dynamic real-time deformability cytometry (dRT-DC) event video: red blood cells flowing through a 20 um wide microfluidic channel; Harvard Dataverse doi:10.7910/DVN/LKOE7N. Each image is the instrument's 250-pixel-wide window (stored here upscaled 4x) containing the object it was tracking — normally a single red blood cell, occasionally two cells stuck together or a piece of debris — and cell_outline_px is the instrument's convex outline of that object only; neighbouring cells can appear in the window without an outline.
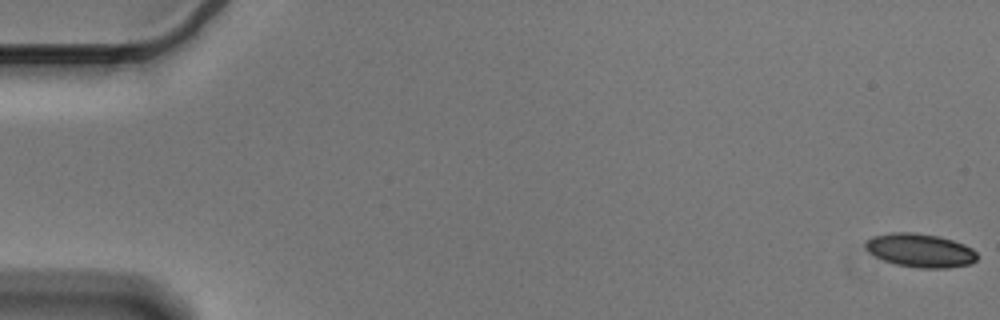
{"species": "Egyptian fruit bat (a non-hibernating species)", "species_latin": "Rousettus aegyptiacus", "temperature_condition": "cold", "stored_images_in_passage": 57, "camera_frame_rate_fps": 3000, "um_per_image_px": 0.085, "animal": {"sex": "male"}, "frame": {"image": 1, "passage_image": 1, "time_ms": 0.0, "image_size_px": [1000, 320], "cell_outline_px": [[976, 260], [972, 264], [948, 268], [920, 268], [896, 264], [884, 260], [868, 252], [864, 244], [872, 236], [892, 232], [916, 232], [940, 236], [964, 244], [972, 248], [976, 252]], "centroid_in_image_um": [78.23, 21.28], "position_along_channel_um": 6.8, "area_um2": 21.96}}
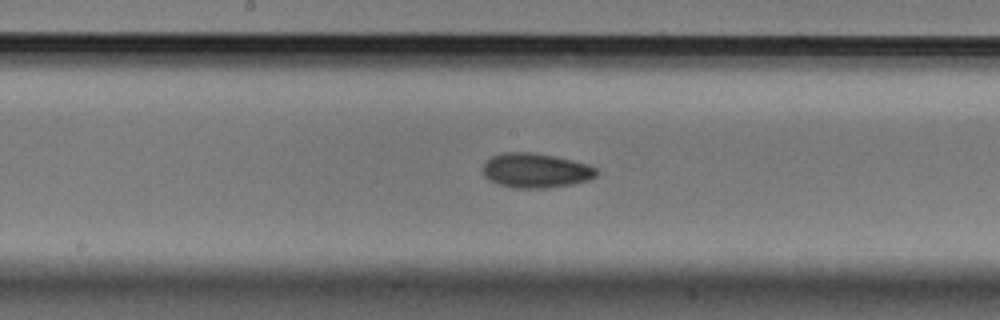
{"frame": {"image": 2, "passage_image": 30, "time_ms": 9.667, "image_size_px": [1000, 320], "cell_outline_px": [[600, 172], [596, 176], [588, 180], [572, 184], [548, 188], [512, 188], [496, 184], [488, 180], [484, 176], [484, 164], [492, 156], [504, 152], [536, 152], [572, 160], [588, 164], [596, 168]], "centroid_in_image_um": [45.54, 14.5], "position_along_channel_um": 202.7, "area_um2": 23.12}}
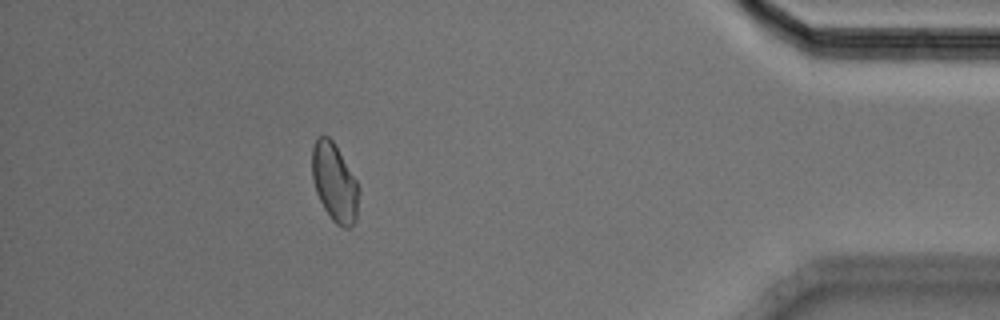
{"frame": {"image": 3, "passage_image": 51, "time_ms": 16.667, "image_size_px": [1000, 320], "cell_outline_px": [[360, 192], [356, 220], [348, 228], [344, 228], [336, 224], [332, 220], [324, 208], [316, 192], [312, 176], [312, 148], [316, 136], [328, 136], [332, 140], [356, 180], [360, 188]], "centroid_in_image_um": [28.44, 15.52], "position_along_channel_um": 406.8, "area_um2": 21.27}, "authors_computed_cell_mechanics": {"area_um2": 21.9062, "velocity_mm_per_s": 3.5725, "shape_relaxation_time_tau1_ms": 8.1838, "shape_relaxation_time_tau2_ms": 2.6727, "deformation_change_tau1": 0.1201, "deformation_change_tau2": 0.0618}}